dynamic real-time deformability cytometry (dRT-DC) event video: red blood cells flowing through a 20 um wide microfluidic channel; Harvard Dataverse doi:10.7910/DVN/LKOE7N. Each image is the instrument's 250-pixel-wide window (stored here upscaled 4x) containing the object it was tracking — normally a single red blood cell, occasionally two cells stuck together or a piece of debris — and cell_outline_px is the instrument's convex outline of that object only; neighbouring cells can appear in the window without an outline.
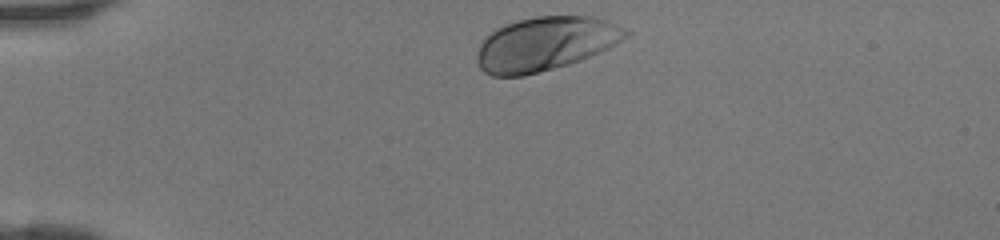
{"species": "human", "species_latin": "Homo sapiens", "temperature_condition": "room temperature", "stored_images_in_passage": 30, "camera_frame_rate_fps": 3000, "um_per_image_px": 0.085, "donor": {"sex": "female"}, "frame": {"image": 1, "passage_image": 1, "time_ms": 0.0, "image_size_px": [1000, 240], "cell_outline_px": [[632, 32], [628, 36], [616, 44], [600, 52], [580, 60], [568, 64], [540, 72], [524, 76], [492, 76], [484, 72], [480, 68], [476, 60], [476, 56], [480, 40], [484, 36], [496, 28], [504, 24], [536, 16], [592, 16], [608, 20]], "centroid_in_image_um": [46.33, 3.72], "position_along_channel_um": 38.7, "area_um2": 47.05}}
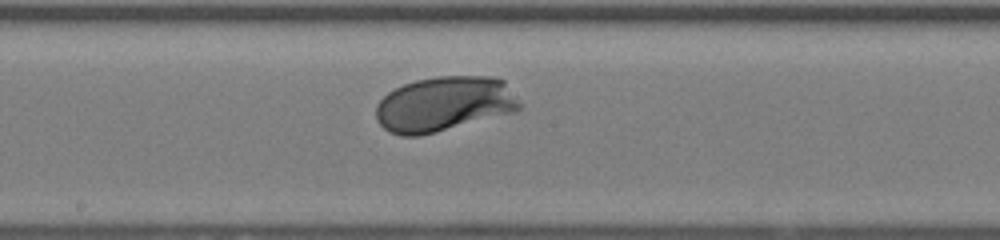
{"frame": {"image": 2, "passage_image": 16, "time_ms": 5.0, "image_size_px": [1000, 240], "cell_outline_px": [[520, 108], [516, 112], [420, 136], [400, 136], [388, 132], [376, 120], [376, 104], [388, 92], [404, 84], [416, 80], [440, 76], [492, 76], [504, 80], [520, 104]], "centroid_in_image_um": [37.74, 8.85], "position_along_channel_um": 210.5, "area_um2": 46.12}}
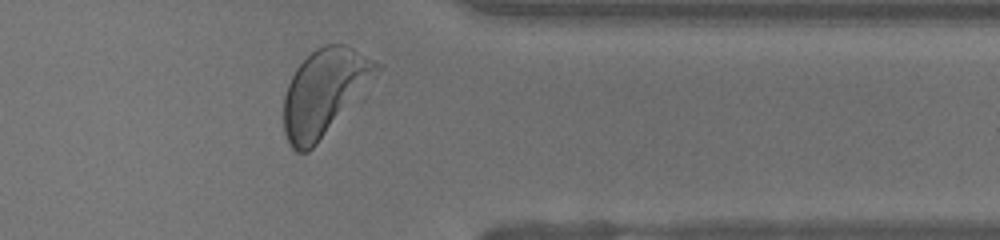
{"frame": {"image": 3, "passage_image": 28, "time_ms": 9.0, "image_size_px": [1000, 240], "cell_outline_px": [[384, 68], [316, 144], [308, 152], [296, 152], [288, 144], [284, 132], [284, 96], [288, 84], [296, 68], [316, 48], [324, 44], [344, 44], [384, 64]], "centroid_in_image_um": [27.58, 7.82], "position_along_channel_um": 383.8, "area_um2": 46.36}}